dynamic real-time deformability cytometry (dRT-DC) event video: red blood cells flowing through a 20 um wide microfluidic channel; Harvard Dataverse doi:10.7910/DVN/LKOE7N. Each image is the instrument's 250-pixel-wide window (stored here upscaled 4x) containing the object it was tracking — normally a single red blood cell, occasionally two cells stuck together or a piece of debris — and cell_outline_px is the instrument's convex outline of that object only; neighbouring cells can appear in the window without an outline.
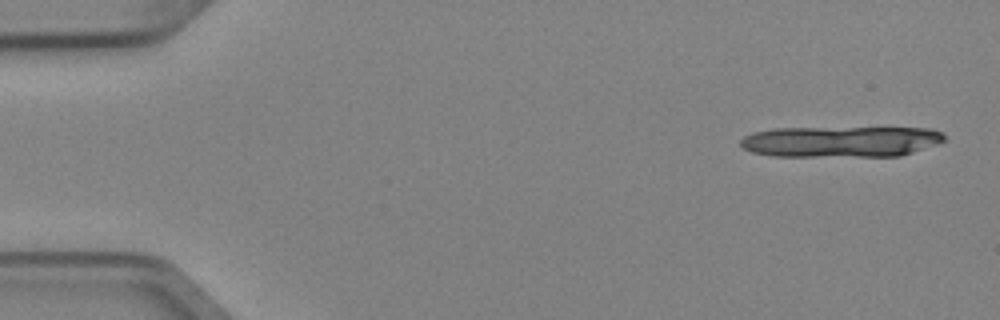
{"species": "Egyptian fruit bat (a non-hibernating species)", "species_latin": "Rousettus aegyptiacus", "temperature_condition": "cold", "stored_images_in_passage": 7, "camera_frame_rate_fps": 3000, "um_per_image_px": 0.085, "animal": {"sex": "female"}, "frame": {"image": 1, "passage_image": 1, "time_ms": 0.0, "image_size_px": [1000, 320], "cell_outline_px": [[948, 136], [944, 140], [936, 144], [900, 156], [772, 156], [752, 152], [744, 148], [740, 144], [740, 140], [744, 136], [752, 132], [772, 128], [932, 128], [944, 132]], "centroid_in_image_um": [71.48, 12.02], "position_along_channel_um": 13.5, "area_um2": 36.99}}
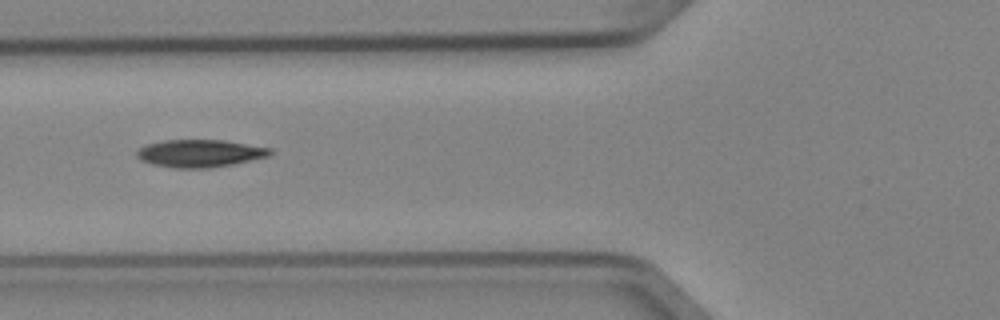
{"frame": {"image": 2, "passage_image": 6, "time_ms": 1.667, "image_size_px": [1000, 320], "cell_outline_px": [[272, 152], [268, 156], [232, 164], [212, 168], [172, 168], [152, 164], [140, 160], [136, 156], [136, 152], [140, 148], [148, 144], [164, 140], [224, 140], [272, 148]], "centroid_in_image_um": [16.97, 13.04], "position_along_channel_um": 108.8, "area_um2": 21.39}}
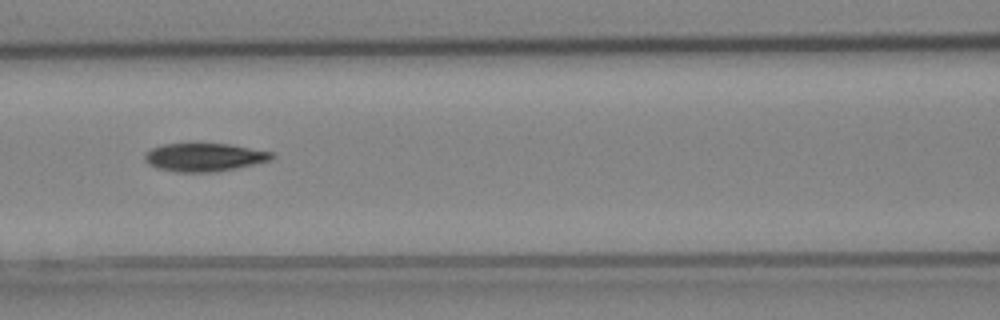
{"frame": {"image": 3, "passage_image": 7, "time_ms": 2.0, "image_size_px": [1000, 320], "cell_outline_px": [[276, 156], [272, 160], [256, 164], [216, 172], [176, 172], [156, 168], [148, 164], [144, 160], [144, 152], [152, 148], [164, 144], [228, 144], [272, 152]], "centroid_in_image_um": [17.36, 13.38], "position_along_channel_um": 149.2, "area_um2": 20.98}}